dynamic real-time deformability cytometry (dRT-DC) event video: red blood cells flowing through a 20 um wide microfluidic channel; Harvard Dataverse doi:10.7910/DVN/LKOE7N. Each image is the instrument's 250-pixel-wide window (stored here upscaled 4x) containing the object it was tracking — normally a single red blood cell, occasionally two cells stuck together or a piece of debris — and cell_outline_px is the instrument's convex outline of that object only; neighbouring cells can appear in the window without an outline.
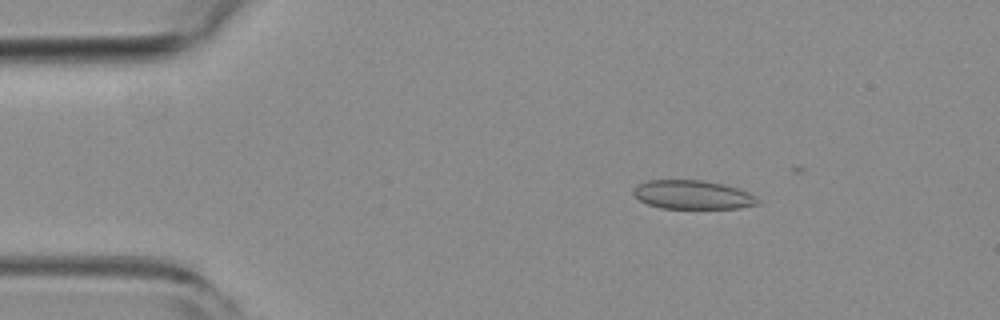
{"species": "common noctule bat (a hibernating species)", "species_latin": "Nyctalus noctula", "temperature_condition": "room temperature", "stored_images_in_passage": 11, "camera_frame_rate_fps": 3000, "um_per_image_px": 0.085, "animal": {"sex": "female", "body_mass_g": 19.3, "forearm_length_mm": 54.1}, "frame": {"image": 1, "passage_image": 4, "time_ms": 1.0, "image_size_px": [1000, 320], "cell_outline_px": [[760, 204], [740, 208], [660, 208], [648, 204], [640, 200], [632, 192], [632, 188], [636, 184], [648, 180], [700, 180], [724, 184], [748, 192], [760, 200]], "centroid_in_image_um": [58.86, 16.55], "position_along_channel_um": 26.1, "area_um2": 20.92}}